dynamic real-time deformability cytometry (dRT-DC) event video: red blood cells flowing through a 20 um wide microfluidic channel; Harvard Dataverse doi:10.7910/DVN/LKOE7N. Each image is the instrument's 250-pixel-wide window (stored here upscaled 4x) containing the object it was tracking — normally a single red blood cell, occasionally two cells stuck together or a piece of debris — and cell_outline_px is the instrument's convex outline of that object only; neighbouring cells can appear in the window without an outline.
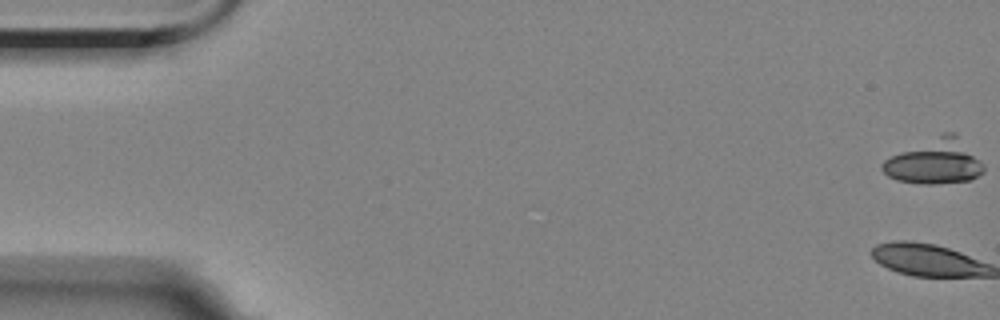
{"species": "Egyptian fruit bat (a non-hibernating species)", "species_latin": "Rousettus aegyptiacus", "temperature_condition": "room temperature", "stored_images_in_passage": 6, "camera_frame_rate_fps": 3000, "um_per_image_px": 0.085, "animal": {"sex": "female"}, "frame": {"image": 1, "passage_image": 1, "time_ms": 0.0, "image_size_px": [1000, 320], "cell_outline_px": [[984, 172], [968, 180], [932, 184], [924, 184], [896, 180], [888, 176], [880, 168], [880, 164], [884, 160], [892, 156], [944, 132], [956, 132], [984, 164]], "centroid_in_image_um": [79.47, 13.74], "position_along_channel_um": 5.5, "area_um2": 26.07}}